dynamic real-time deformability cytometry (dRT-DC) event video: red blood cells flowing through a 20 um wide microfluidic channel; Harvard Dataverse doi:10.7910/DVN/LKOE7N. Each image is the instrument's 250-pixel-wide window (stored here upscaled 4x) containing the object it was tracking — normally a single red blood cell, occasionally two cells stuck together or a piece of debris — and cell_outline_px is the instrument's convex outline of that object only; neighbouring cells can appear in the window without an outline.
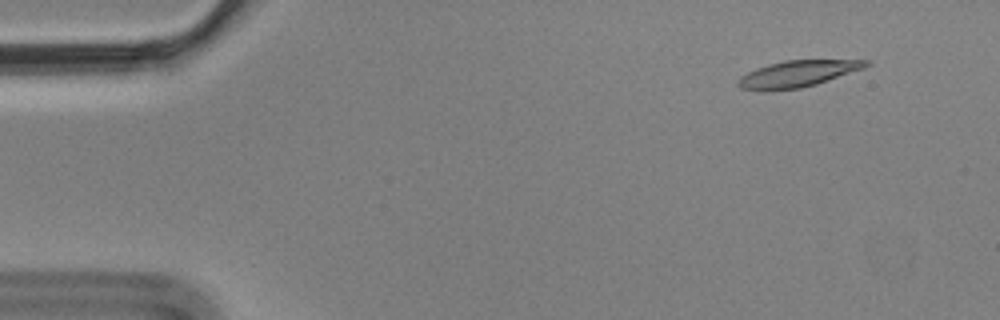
{"species": "Egyptian fruit bat (a non-hibernating species)", "species_latin": "Rousettus aegyptiacus", "temperature_condition": "cold", "stored_images_in_passage": 5, "camera_frame_rate_fps": 3000, "um_per_image_px": 0.085, "animal": {"sex": "male"}, "frame": {"image": 1, "passage_image": 2, "time_ms": 0.333, "image_size_px": [1000, 320], "cell_outline_px": [[872, 64], [864, 68], [816, 84], [800, 88], [764, 92], [740, 88], [736, 84], [736, 80], [740, 76], [756, 68], [768, 64], [784, 60], [872, 60]], "centroid_in_image_um": [67.75, 6.28], "position_along_channel_um": 17.3, "area_um2": 20.0}}